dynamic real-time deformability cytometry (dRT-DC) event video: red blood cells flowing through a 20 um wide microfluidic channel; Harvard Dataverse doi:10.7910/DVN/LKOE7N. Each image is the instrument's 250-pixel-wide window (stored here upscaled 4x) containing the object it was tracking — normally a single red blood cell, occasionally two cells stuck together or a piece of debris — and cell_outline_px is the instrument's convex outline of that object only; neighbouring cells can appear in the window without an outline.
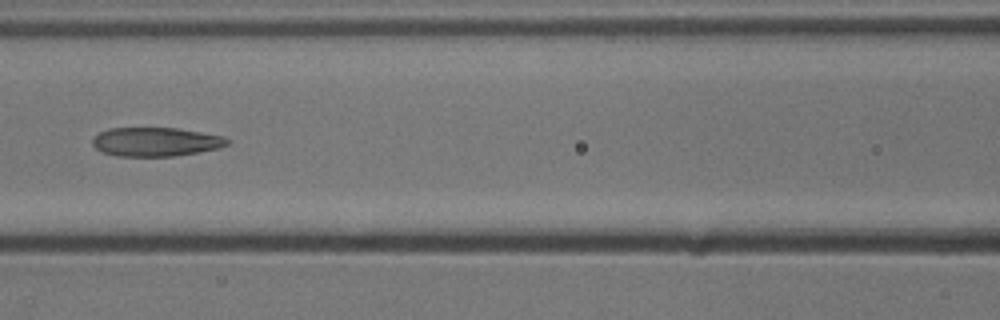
{"species": "common noctule bat (a hibernating species)", "species_latin": "Nyctalus noctula", "temperature_condition": "cold", "stored_images_in_passage": 5, "camera_frame_rate_fps": 3000, "um_per_image_px": 0.085, "animal": {"sex": "male", "body_mass_g": 13.3}, "frame": {"image": 1, "passage_image": 4, "time_ms": 1.0, "image_size_px": [1000, 320], "cell_outline_px": [[228, 144], [216, 148], [176, 156], [116, 156], [104, 152], [96, 148], [92, 144], [92, 140], [100, 132], [108, 128], [176, 128], [224, 136], [228, 140]], "centroid_in_image_um": [13.21, 12.05], "position_along_channel_um": 153.4, "area_um2": 22.43}}
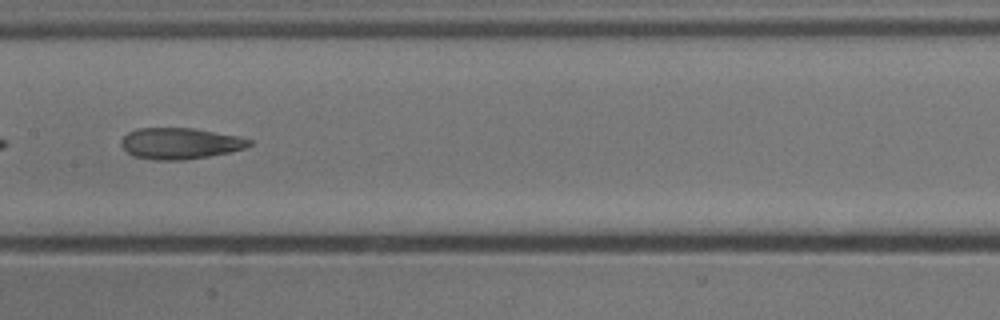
{"frame": {"image": 2, "passage_image": 5, "time_ms": 1.333, "image_size_px": [1000, 320], "cell_outline_px": [[252, 144], [244, 148], [228, 152], [208, 156], [180, 160], [152, 160], [132, 156], [120, 144], [120, 140], [128, 132], [136, 128], [192, 128], [240, 136], [252, 140]], "centroid_in_image_um": [15.28, 12.18], "position_along_channel_um": 192.1, "area_um2": 23.29}}